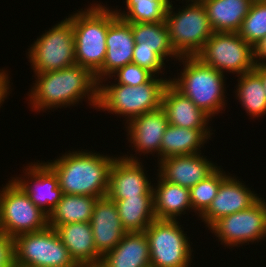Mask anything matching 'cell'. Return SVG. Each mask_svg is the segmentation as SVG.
<instances>
[{"label": "cell", "mask_w": 266, "mask_h": 267, "mask_svg": "<svg viewBox=\"0 0 266 267\" xmlns=\"http://www.w3.org/2000/svg\"><path fill=\"white\" fill-rule=\"evenodd\" d=\"M35 83L29 90L30 108L32 111L76 106L89 101L88 104L96 109L98 103V82L95 75L87 68L73 65L68 68L34 73ZM87 98V100H86ZM32 105V106H31Z\"/></svg>", "instance_id": "6da1fadb"}, {"label": "cell", "mask_w": 266, "mask_h": 267, "mask_svg": "<svg viewBox=\"0 0 266 267\" xmlns=\"http://www.w3.org/2000/svg\"><path fill=\"white\" fill-rule=\"evenodd\" d=\"M81 149L45 162L57 175L63 194L102 198L107 195L109 171L117 156Z\"/></svg>", "instance_id": "7a4b0ae2"}, {"label": "cell", "mask_w": 266, "mask_h": 267, "mask_svg": "<svg viewBox=\"0 0 266 267\" xmlns=\"http://www.w3.org/2000/svg\"><path fill=\"white\" fill-rule=\"evenodd\" d=\"M178 61L183 68L170 83L210 118L223 113L227 105L225 75L195 56L180 57Z\"/></svg>", "instance_id": "3957f363"}, {"label": "cell", "mask_w": 266, "mask_h": 267, "mask_svg": "<svg viewBox=\"0 0 266 267\" xmlns=\"http://www.w3.org/2000/svg\"><path fill=\"white\" fill-rule=\"evenodd\" d=\"M170 79L154 76L149 82L135 86L99 81L96 109L125 116L126 125L137 116L162 108L163 93Z\"/></svg>", "instance_id": "277c9868"}, {"label": "cell", "mask_w": 266, "mask_h": 267, "mask_svg": "<svg viewBox=\"0 0 266 267\" xmlns=\"http://www.w3.org/2000/svg\"><path fill=\"white\" fill-rule=\"evenodd\" d=\"M78 10L69 16L73 24L76 64L95 74L106 57L105 40L111 25V8L99 2Z\"/></svg>", "instance_id": "5b68a950"}, {"label": "cell", "mask_w": 266, "mask_h": 267, "mask_svg": "<svg viewBox=\"0 0 266 267\" xmlns=\"http://www.w3.org/2000/svg\"><path fill=\"white\" fill-rule=\"evenodd\" d=\"M185 1V6H182V9L180 7L178 11H174L175 7L171 1L165 22L175 53L179 57H194L213 34V30L201 0Z\"/></svg>", "instance_id": "8992f818"}, {"label": "cell", "mask_w": 266, "mask_h": 267, "mask_svg": "<svg viewBox=\"0 0 266 267\" xmlns=\"http://www.w3.org/2000/svg\"><path fill=\"white\" fill-rule=\"evenodd\" d=\"M46 31L32 43L26 54L33 72L45 73L76 65L73 24L69 15Z\"/></svg>", "instance_id": "52a82bcc"}, {"label": "cell", "mask_w": 266, "mask_h": 267, "mask_svg": "<svg viewBox=\"0 0 266 267\" xmlns=\"http://www.w3.org/2000/svg\"><path fill=\"white\" fill-rule=\"evenodd\" d=\"M14 241L16 267H80L53 227L18 235Z\"/></svg>", "instance_id": "ba28073f"}, {"label": "cell", "mask_w": 266, "mask_h": 267, "mask_svg": "<svg viewBox=\"0 0 266 267\" xmlns=\"http://www.w3.org/2000/svg\"><path fill=\"white\" fill-rule=\"evenodd\" d=\"M179 224L178 220L155 219L145 229L149 241L151 267L191 266L193 243L184 232L183 226Z\"/></svg>", "instance_id": "9c48e42d"}, {"label": "cell", "mask_w": 266, "mask_h": 267, "mask_svg": "<svg viewBox=\"0 0 266 267\" xmlns=\"http://www.w3.org/2000/svg\"><path fill=\"white\" fill-rule=\"evenodd\" d=\"M0 225L3 234L15 238L45 229L48 226V215L10 179L0 189Z\"/></svg>", "instance_id": "30bf717a"}, {"label": "cell", "mask_w": 266, "mask_h": 267, "mask_svg": "<svg viewBox=\"0 0 266 267\" xmlns=\"http://www.w3.org/2000/svg\"><path fill=\"white\" fill-rule=\"evenodd\" d=\"M221 73L242 75L254 70V47L237 32H213L195 56Z\"/></svg>", "instance_id": "8fae6325"}, {"label": "cell", "mask_w": 266, "mask_h": 267, "mask_svg": "<svg viewBox=\"0 0 266 267\" xmlns=\"http://www.w3.org/2000/svg\"><path fill=\"white\" fill-rule=\"evenodd\" d=\"M209 229L229 249L265 240L266 200L260 197L249 208L219 218Z\"/></svg>", "instance_id": "7c38bea8"}, {"label": "cell", "mask_w": 266, "mask_h": 267, "mask_svg": "<svg viewBox=\"0 0 266 267\" xmlns=\"http://www.w3.org/2000/svg\"><path fill=\"white\" fill-rule=\"evenodd\" d=\"M140 161L133 154L115 158L109 171L106 195L109 199L121 200L127 197L153 196V183L151 184V180L148 179L147 171Z\"/></svg>", "instance_id": "4fadbf2b"}, {"label": "cell", "mask_w": 266, "mask_h": 267, "mask_svg": "<svg viewBox=\"0 0 266 267\" xmlns=\"http://www.w3.org/2000/svg\"><path fill=\"white\" fill-rule=\"evenodd\" d=\"M25 175L11 177L29 196L30 200L47 215L63 195L55 172L44 162L34 161L24 167ZM30 178V179H29ZM28 179V180H27Z\"/></svg>", "instance_id": "5bb4252c"}, {"label": "cell", "mask_w": 266, "mask_h": 267, "mask_svg": "<svg viewBox=\"0 0 266 267\" xmlns=\"http://www.w3.org/2000/svg\"><path fill=\"white\" fill-rule=\"evenodd\" d=\"M106 57L103 66L94 74L97 82L109 81L117 69L132 63L134 36L131 23L118 17L111 8V25L106 35ZM106 78V79H105Z\"/></svg>", "instance_id": "9a60e30c"}, {"label": "cell", "mask_w": 266, "mask_h": 267, "mask_svg": "<svg viewBox=\"0 0 266 267\" xmlns=\"http://www.w3.org/2000/svg\"><path fill=\"white\" fill-rule=\"evenodd\" d=\"M229 174L220 184L218 193L199 220L209 228L215 221L226 215L245 210L253 205L260 195L251 190L240 179ZM240 180V181H239Z\"/></svg>", "instance_id": "2e32d148"}, {"label": "cell", "mask_w": 266, "mask_h": 267, "mask_svg": "<svg viewBox=\"0 0 266 267\" xmlns=\"http://www.w3.org/2000/svg\"><path fill=\"white\" fill-rule=\"evenodd\" d=\"M168 125L167 115L162 108L133 118L125 125L130 147L132 146L137 154L141 152L139 155L150 153L155 156L156 153L159 162L161 142Z\"/></svg>", "instance_id": "e0dca14e"}, {"label": "cell", "mask_w": 266, "mask_h": 267, "mask_svg": "<svg viewBox=\"0 0 266 267\" xmlns=\"http://www.w3.org/2000/svg\"><path fill=\"white\" fill-rule=\"evenodd\" d=\"M208 159L202 153L173 156L160 160L157 172L164 180L190 189L219 167Z\"/></svg>", "instance_id": "ac0fdd59"}, {"label": "cell", "mask_w": 266, "mask_h": 267, "mask_svg": "<svg viewBox=\"0 0 266 267\" xmlns=\"http://www.w3.org/2000/svg\"><path fill=\"white\" fill-rule=\"evenodd\" d=\"M90 224L97 254L100 257L113 250L126 233L115 202L107 196L97 199Z\"/></svg>", "instance_id": "d6986e66"}, {"label": "cell", "mask_w": 266, "mask_h": 267, "mask_svg": "<svg viewBox=\"0 0 266 267\" xmlns=\"http://www.w3.org/2000/svg\"><path fill=\"white\" fill-rule=\"evenodd\" d=\"M162 109L171 125L191 129H212L209 126L212 119L170 82L163 93Z\"/></svg>", "instance_id": "ffe728a7"}, {"label": "cell", "mask_w": 266, "mask_h": 267, "mask_svg": "<svg viewBox=\"0 0 266 267\" xmlns=\"http://www.w3.org/2000/svg\"><path fill=\"white\" fill-rule=\"evenodd\" d=\"M55 230L80 267L98 266L101 257L97 254L90 222L58 225Z\"/></svg>", "instance_id": "44dd1931"}, {"label": "cell", "mask_w": 266, "mask_h": 267, "mask_svg": "<svg viewBox=\"0 0 266 267\" xmlns=\"http://www.w3.org/2000/svg\"><path fill=\"white\" fill-rule=\"evenodd\" d=\"M97 267H151L149 241L144 231L126 232Z\"/></svg>", "instance_id": "7402d4cb"}, {"label": "cell", "mask_w": 266, "mask_h": 267, "mask_svg": "<svg viewBox=\"0 0 266 267\" xmlns=\"http://www.w3.org/2000/svg\"><path fill=\"white\" fill-rule=\"evenodd\" d=\"M153 185L154 214L156 219L177 220L182 214L192 212L189 188L164 180L157 173ZM187 210V212H186Z\"/></svg>", "instance_id": "603a6c76"}, {"label": "cell", "mask_w": 266, "mask_h": 267, "mask_svg": "<svg viewBox=\"0 0 266 267\" xmlns=\"http://www.w3.org/2000/svg\"><path fill=\"white\" fill-rule=\"evenodd\" d=\"M213 129L182 128L169 124L161 142V160L173 156L201 153Z\"/></svg>", "instance_id": "cb8c5ba5"}, {"label": "cell", "mask_w": 266, "mask_h": 267, "mask_svg": "<svg viewBox=\"0 0 266 267\" xmlns=\"http://www.w3.org/2000/svg\"><path fill=\"white\" fill-rule=\"evenodd\" d=\"M254 0H201L213 32H237Z\"/></svg>", "instance_id": "d4e9b609"}, {"label": "cell", "mask_w": 266, "mask_h": 267, "mask_svg": "<svg viewBox=\"0 0 266 267\" xmlns=\"http://www.w3.org/2000/svg\"><path fill=\"white\" fill-rule=\"evenodd\" d=\"M97 199L98 197L63 194L48 215V226L55 229L58 225L90 222Z\"/></svg>", "instance_id": "484cf974"}, {"label": "cell", "mask_w": 266, "mask_h": 267, "mask_svg": "<svg viewBox=\"0 0 266 267\" xmlns=\"http://www.w3.org/2000/svg\"><path fill=\"white\" fill-rule=\"evenodd\" d=\"M126 232H142L156 219L153 196L127 197L112 200Z\"/></svg>", "instance_id": "4316f807"}, {"label": "cell", "mask_w": 266, "mask_h": 267, "mask_svg": "<svg viewBox=\"0 0 266 267\" xmlns=\"http://www.w3.org/2000/svg\"><path fill=\"white\" fill-rule=\"evenodd\" d=\"M131 27L135 44H139V48L154 49L166 62L169 61V58L176 59L174 61L180 59L169 40V31L165 21L158 23H131Z\"/></svg>", "instance_id": "83f0119b"}, {"label": "cell", "mask_w": 266, "mask_h": 267, "mask_svg": "<svg viewBox=\"0 0 266 267\" xmlns=\"http://www.w3.org/2000/svg\"><path fill=\"white\" fill-rule=\"evenodd\" d=\"M235 97L245 112L258 119L266 114V94L261 77L254 71L237 76Z\"/></svg>", "instance_id": "f1b7e54d"}, {"label": "cell", "mask_w": 266, "mask_h": 267, "mask_svg": "<svg viewBox=\"0 0 266 267\" xmlns=\"http://www.w3.org/2000/svg\"><path fill=\"white\" fill-rule=\"evenodd\" d=\"M171 0H126V11L113 9L114 13L129 23L164 22ZM121 11V12H120Z\"/></svg>", "instance_id": "f546056e"}, {"label": "cell", "mask_w": 266, "mask_h": 267, "mask_svg": "<svg viewBox=\"0 0 266 267\" xmlns=\"http://www.w3.org/2000/svg\"><path fill=\"white\" fill-rule=\"evenodd\" d=\"M229 174L220 165L211 175L189 189L192 212L200 217L208 209L218 193L221 182Z\"/></svg>", "instance_id": "4dcf8cb0"}, {"label": "cell", "mask_w": 266, "mask_h": 267, "mask_svg": "<svg viewBox=\"0 0 266 267\" xmlns=\"http://www.w3.org/2000/svg\"><path fill=\"white\" fill-rule=\"evenodd\" d=\"M253 47L266 35V0H254L237 31Z\"/></svg>", "instance_id": "1f68e13d"}, {"label": "cell", "mask_w": 266, "mask_h": 267, "mask_svg": "<svg viewBox=\"0 0 266 267\" xmlns=\"http://www.w3.org/2000/svg\"><path fill=\"white\" fill-rule=\"evenodd\" d=\"M113 77L115 83L113 82L110 84L135 86L149 82L154 75L148 70L141 68L137 64L129 63L117 69L108 78L110 80L111 78L113 79Z\"/></svg>", "instance_id": "d6a6232c"}, {"label": "cell", "mask_w": 266, "mask_h": 267, "mask_svg": "<svg viewBox=\"0 0 266 267\" xmlns=\"http://www.w3.org/2000/svg\"><path fill=\"white\" fill-rule=\"evenodd\" d=\"M132 63L148 70L154 76L159 77V74H161L160 76L165 74L164 71L166 64L164 60L154 51V49L139 48V44H135ZM163 69L164 71H162Z\"/></svg>", "instance_id": "836d02e7"}, {"label": "cell", "mask_w": 266, "mask_h": 267, "mask_svg": "<svg viewBox=\"0 0 266 267\" xmlns=\"http://www.w3.org/2000/svg\"><path fill=\"white\" fill-rule=\"evenodd\" d=\"M0 267H16L14 238L3 233L0 235Z\"/></svg>", "instance_id": "e575fe53"}, {"label": "cell", "mask_w": 266, "mask_h": 267, "mask_svg": "<svg viewBox=\"0 0 266 267\" xmlns=\"http://www.w3.org/2000/svg\"><path fill=\"white\" fill-rule=\"evenodd\" d=\"M10 74H8V71L4 68V69H0V107L2 106V104L4 103L5 100H7L6 98H8V96L10 95Z\"/></svg>", "instance_id": "d590c367"}, {"label": "cell", "mask_w": 266, "mask_h": 267, "mask_svg": "<svg viewBox=\"0 0 266 267\" xmlns=\"http://www.w3.org/2000/svg\"><path fill=\"white\" fill-rule=\"evenodd\" d=\"M256 64H266V35L254 46Z\"/></svg>", "instance_id": "8d00e7d4"}, {"label": "cell", "mask_w": 266, "mask_h": 267, "mask_svg": "<svg viewBox=\"0 0 266 267\" xmlns=\"http://www.w3.org/2000/svg\"><path fill=\"white\" fill-rule=\"evenodd\" d=\"M254 71L261 77L266 94V64H256Z\"/></svg>", "instance_id": "74e56055"}]
</instances>
